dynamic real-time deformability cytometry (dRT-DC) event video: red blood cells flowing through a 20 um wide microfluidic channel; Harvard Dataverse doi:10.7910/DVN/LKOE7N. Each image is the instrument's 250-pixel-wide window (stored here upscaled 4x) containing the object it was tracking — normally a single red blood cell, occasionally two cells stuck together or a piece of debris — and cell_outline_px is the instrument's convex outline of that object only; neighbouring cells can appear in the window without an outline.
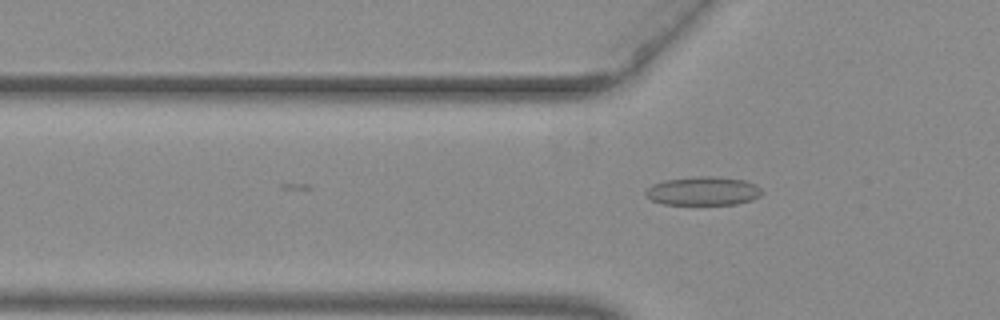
{"species": "common noctule bat (a hibernating species)", "species_latin": "Nyctalus noctula", "temperature_condition": "warm", "stored_images_in_passage": 19, "camera_frame_rate_fps": 3000, "um_per_image_px": 0.085, "animal": {"sex": "female", "body_mass_g": 29.2, "forearm_length_mm": 56.3}, "frame": {"image": 1, "passage_image": 19, "time_ms": 6.0, "image_size_px": [1000, 320], "cell_outline_px": [[764, 192], [760, 196], [752, 200], [736, 204], [664, 204], [652, 200], [644, 196], [644, 192], [652, 184], [664, 180], [696, 176], [716, 176], [744, 180], [756, 184]], "centroid_in_image_um": [59.77, 16.23], "position_along_channel_um": 66.0, "area_um2": 19.59}}